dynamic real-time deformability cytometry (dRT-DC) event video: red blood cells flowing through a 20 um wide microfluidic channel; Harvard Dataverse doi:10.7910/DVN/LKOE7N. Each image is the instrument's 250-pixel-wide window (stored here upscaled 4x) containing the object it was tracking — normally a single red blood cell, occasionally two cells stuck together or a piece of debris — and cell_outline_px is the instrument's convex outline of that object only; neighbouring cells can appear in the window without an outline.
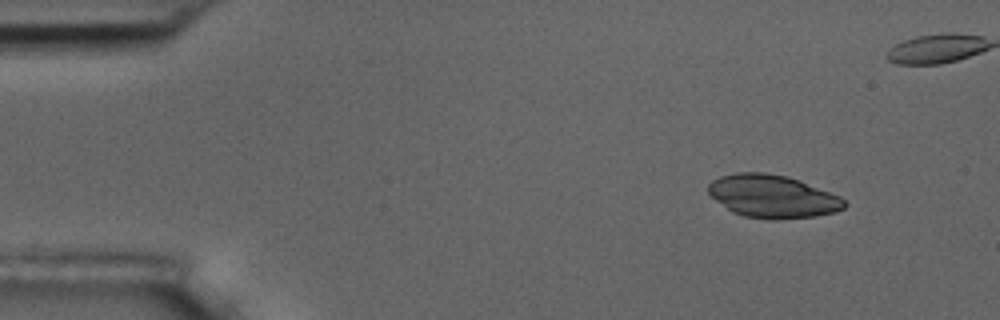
{"species": "common noctule bat (a hibernating species)", "species_latin": "Nyctalus noctula", "temperature_condition": "room temperature", "stored_images_in_passage": 4, "camera_frame_rate_fps": 3000, "um_per_image_px": 0.085, "animal": {"sex": "male", "body_mass_g": 17.5, "forearm_length_mm": 52.3}, "frame": {"image": 1, "passage_image": 1, "time_ms": 0.0, "image_size_px": [1000, 320], "cell_outline_px": [[848, 204], [844, 208], [836, 212], [816, 216], [776, 220], [768, 220], [744, 216], [732, 212], [716, 200], [708, 192], [708, 184], [712, 180], [720, 176], [736, 172], [764, 172], [788, 176], [800, 180], [840, 196]], "centroid_in_image_um": [65.68, 16.69], "position_along_channel_um": 19.3, "area_um2": 34.28}}